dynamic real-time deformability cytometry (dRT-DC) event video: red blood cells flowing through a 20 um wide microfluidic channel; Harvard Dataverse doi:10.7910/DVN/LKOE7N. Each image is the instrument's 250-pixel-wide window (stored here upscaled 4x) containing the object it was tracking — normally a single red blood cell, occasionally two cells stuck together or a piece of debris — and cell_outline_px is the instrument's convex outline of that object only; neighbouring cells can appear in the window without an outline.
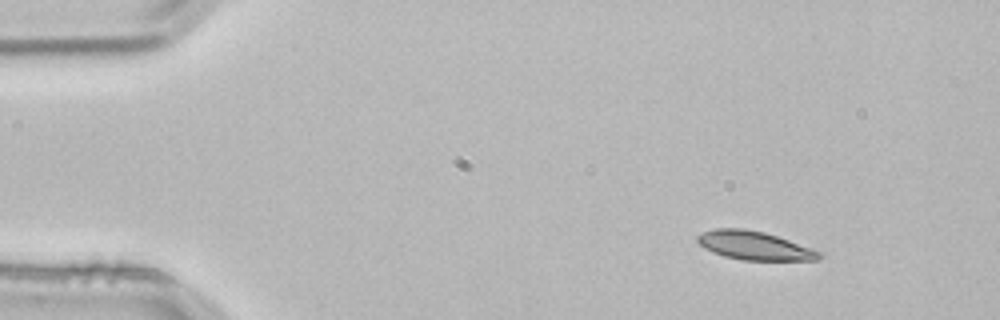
{"species": "common noctule bat (a hibernating species)", "species_latin": "Nyctalus noctula", "temperature_condition": "room temperature", "stored_images_in_passage": 3, "camera_frame_rate_fps": 3000, "um_per_image_px": 0.085, "animal": {"sex": "male", "body_mass_g": 21.5, "forearm_length_mm": 52.0}, "frame": {"image": 1, "passage_image": 1, "time_ms": 0.0, "image_size_px": [1000, 320], "cell_outline_px": [[824, 256], [820, 260], [744, 260], [724, 256], [712, 252], [704, 248], [696, 240], [696, 236], [704, 232], [716, 228], [744, 228], [764, 232], [824, 252]], "centroid_in_image_um": [64.16, 20.88], "position_along_channel_um": 20.8, "area_um2": 20.35}}
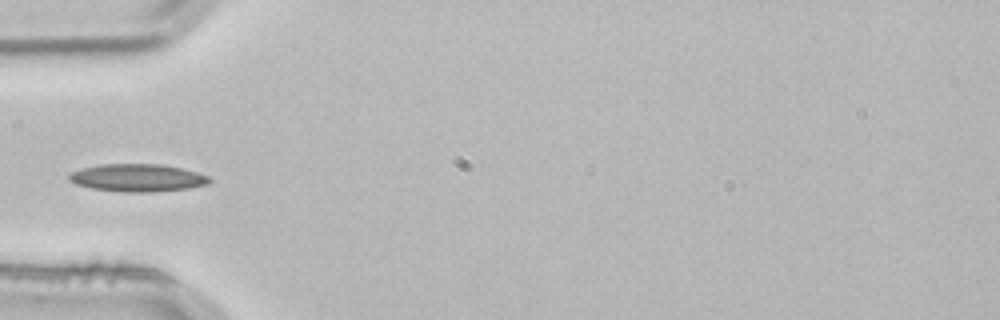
{"frame": {"image": 2, "passage_image": 3, "time_ms": 0.667, "image_size_px": [1000, 320], "cell_outline_px": [[212, 180], [208, 184], [188, 188], [152, 192], [124, 192], [92, 188], [76, 184], [68, 180], [68, 176], [72, 172], [84, 168], [100, 164], [164, 164], [196, 172], [208, 176]], "centroid_in_image_um": [11.7, 15.11], "position_along_channel_um": 73.3, "area_um2": 22.48}}